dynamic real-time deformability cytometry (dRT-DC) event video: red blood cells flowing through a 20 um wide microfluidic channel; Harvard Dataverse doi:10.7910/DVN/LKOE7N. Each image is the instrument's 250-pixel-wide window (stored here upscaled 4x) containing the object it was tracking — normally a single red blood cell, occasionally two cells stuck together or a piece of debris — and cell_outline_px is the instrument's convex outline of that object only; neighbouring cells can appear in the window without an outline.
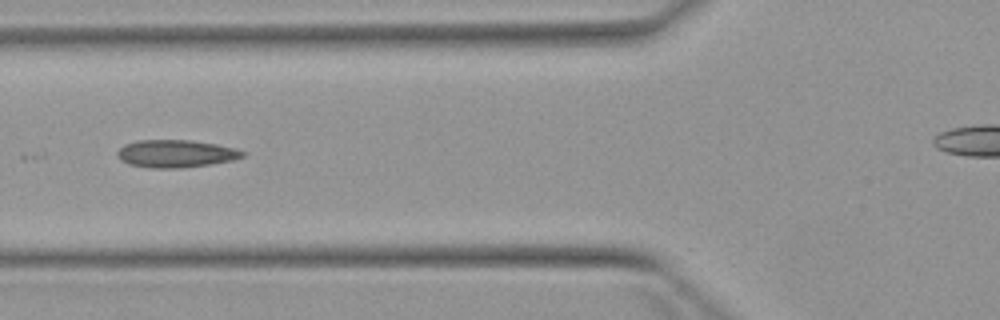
{"species": "Egyptian fruit bat (a non-hibernating species)", "species_latin": "Rousettus aegyptiacus", "temperature_condition": "warm", "stored_images_in_passage": 5, "segment_of_instrument_passage": [1, 2], "camera_frame_rate_fps": 3000, "um_per_image_px": 0.085, "animal": {"sex": "female"}, "frame": {"image": 1, "passage_image": 4, "time_ms": 3.667, "image_size_px": [1000, 320], "cell_outline_px": [[248, 152], [244, 156], [232, 160], [208, 164], [180, 168], [152, 168], [128, 164], [120, 160], [116, 156], [116, 152], [124, 144], [136, 140], [192, 140], [216, 144], [236, 148]], "centroid_in_image_um": [14.93, 13.05], "position_along_channel_um": 110.9, "area_um2": 20.29}}